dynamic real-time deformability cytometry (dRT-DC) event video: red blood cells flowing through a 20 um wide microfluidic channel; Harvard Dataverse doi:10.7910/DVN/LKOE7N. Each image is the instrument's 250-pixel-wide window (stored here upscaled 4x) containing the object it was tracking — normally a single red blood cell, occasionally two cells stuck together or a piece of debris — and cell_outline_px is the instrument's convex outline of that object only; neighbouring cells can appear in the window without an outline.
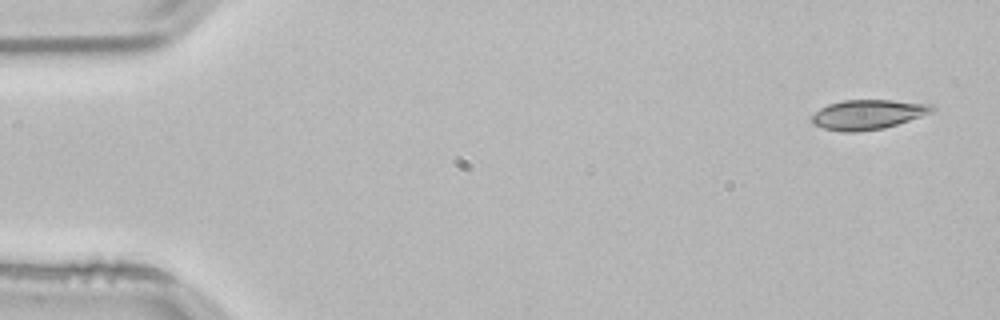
{"species": "common noctule bat (a hibernating species)", "species_latin": "Nyctalus noctula", "temperature_condition": "room temperature", "stored_images_in_passage": 49, "camera_frame_rate_fps": 3000, "um_per_image_px": 0.085, "animal": {"sex": "male", "body_mass_g": 21.5, "forearm_length_mm": 52.0}, "frame": {"image": 1, "passage_image": 1, "time_ms": 0.0, "image_size_px": [1000, 320], "cell_outline_px": [[936, 108], [932, 112], [884, 128], [856, 132], [844, 132], [824, 128], [812, 124], [812, 116], [820, 108], [828, 104], [844, 100], [888, 100], [932, 104]], "centroid_in_image_um": [73.75, 9.73], "position_along_channel_um": 11.2, "area_um2": 20.58}}
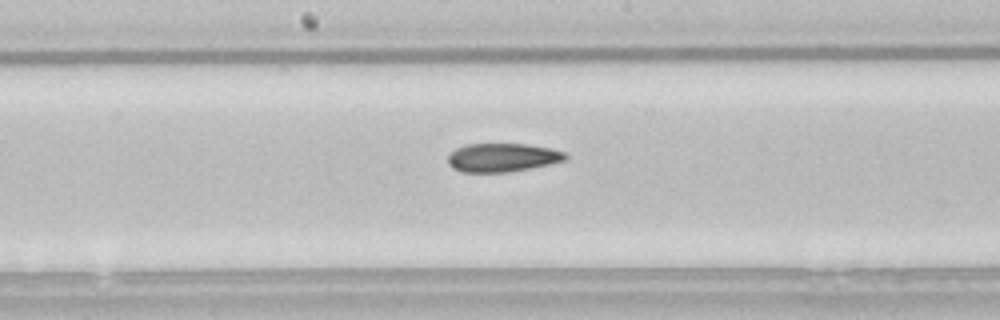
{"frame": {"image": 2, "passage_image": 26, "time_ms": 8.333, "image_size_px": [1000, 320], "cell_outline_px": [[568, 160], [508, 172], [460, 172], [452, 168], [448, 164], [448, 156], [456, 148], [464, 144], [528, 144], [552, 148], [564, 152], [568, 156]], "centroid_in_image_um": [42.7, 13.38], "position_along_channel_um": 205.5, "area_um2": 19.65}}
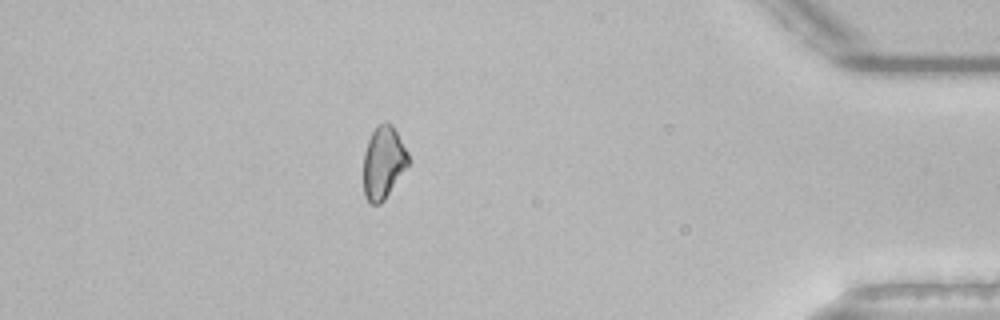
{"frame": {"image": 3, "passage_image": 45, "time_ms": 14.667, "image_size_px": [1000, 320], "cell_outline_px": [[408, 164], [384, 200], [380, 204], [368, 204], [364, 196], [364, 152], [368, 140], [376, 124], [392, 124], [408, 152]], "centroid_in_image_um": [32.56, 13.83], "position_along_channel_um": 402.6, "area_um2": 18.73}}